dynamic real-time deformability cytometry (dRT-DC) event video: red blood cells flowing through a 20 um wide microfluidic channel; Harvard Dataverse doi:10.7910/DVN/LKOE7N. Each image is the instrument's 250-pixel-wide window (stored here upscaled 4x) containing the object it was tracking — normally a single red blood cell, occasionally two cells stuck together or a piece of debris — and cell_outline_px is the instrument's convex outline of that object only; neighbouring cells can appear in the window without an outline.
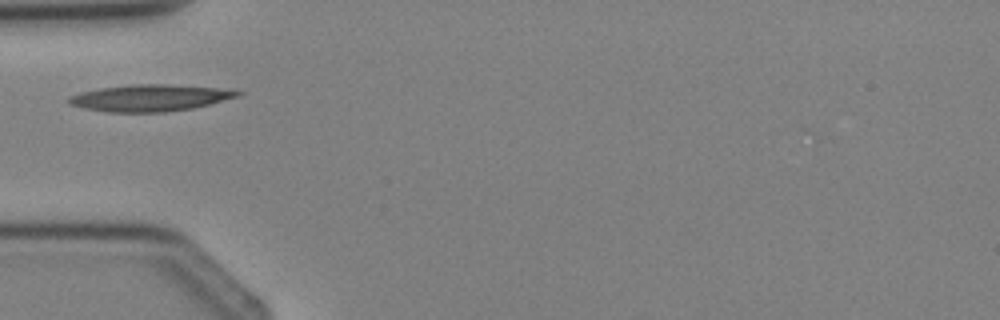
{"species": "Egyptian fruit bat (a non-hibernating species)", "species_latin": "Rousettus aegyptiacus", "temperature_condition": "cold", "stored_images_in_passage": 1, "camera_frame_rate_fps": 3000, "um_per_image_px": 0.085, "animal": {"sex": "female"}, "frame": {"image": 1, "passage_image": 1, "time_ms": 0.0, "image_size_px": [1000, 320], "cell_outline_px": [[244, 92], [240, 96], [192, 108], [164, 112], [112, 112], [84, 108], [68, 104], [68, 96], [80, 92], [100, 88], [132, 84], [168, 84], [232, 88]], "centroid_in_image_um": [12.8, 8.3], "position_along_channel_um": 72.2, "area_um2": 26.47}}